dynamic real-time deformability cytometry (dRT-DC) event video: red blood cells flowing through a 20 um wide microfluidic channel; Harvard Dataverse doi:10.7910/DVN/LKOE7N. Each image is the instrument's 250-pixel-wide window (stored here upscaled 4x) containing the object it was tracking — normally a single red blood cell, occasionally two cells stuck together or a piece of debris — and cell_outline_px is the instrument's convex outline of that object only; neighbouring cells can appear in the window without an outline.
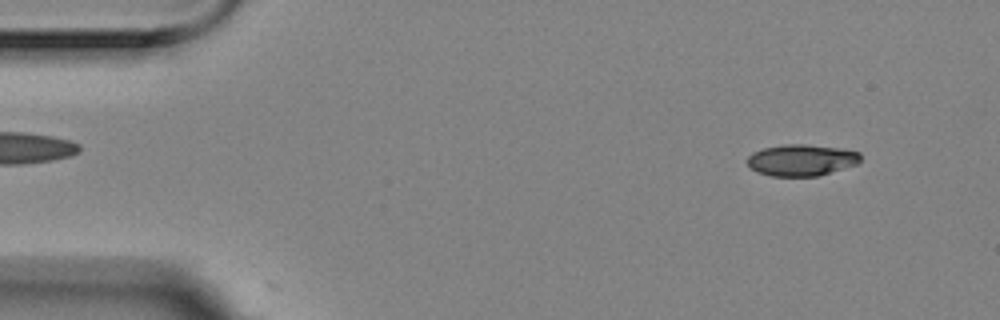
{"species": "Egyptian fruit bat (a non-hibernating species)", "species_latin": "Rousettus aegyptiacus", "temperature_condition": "room temperature", "stored_images_in_passage": 5, "segment_of_instrument_passage": [2, 2], "camera_frame_rate_fps": 3000, "um_per_image_px": 0.085, "animal": {"sex": "female"}, "frame": {"image": 1, "passage_image": 5, "time_ms": 1.333, "image_size_px": [1000, 320], "cell_outline_px": [[860, 160], [856, 164], [816, 176], [772, 176], [760, 172], [752, 168], [748, 164], [748, 156], [752, 152], [764, 148], [784, 144], [804, 144], [844, 148], [860, 152]], "centroid_in_image_um": [68.14, 13.59], "position_along_channel_um": 16.9, "area_um2": 20.58}}